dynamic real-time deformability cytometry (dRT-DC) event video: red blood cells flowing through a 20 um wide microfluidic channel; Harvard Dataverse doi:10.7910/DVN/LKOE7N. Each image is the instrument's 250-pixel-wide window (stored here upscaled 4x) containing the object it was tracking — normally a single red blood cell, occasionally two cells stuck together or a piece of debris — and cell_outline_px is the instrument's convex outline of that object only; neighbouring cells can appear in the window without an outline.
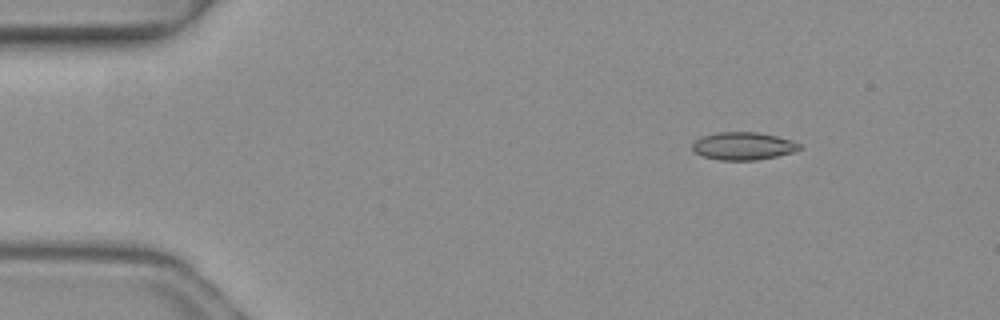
{"species": "common noctule bat (a hibernating species)", "species_latin": "Nyctalus noctula", "temperature_condition": "warm", "stored_images_in_passage": 4, "camera_frame_rate_fps": 3000, "um_per_image_px": 0.085, "animal": {"sex": "female", "body_mass_g": 19.3, "forearm_length_mm": 54.1}, "frame": {"image": 1, "passage_image": 2, "time_ms": 0.333, "image_size_px": [1000, 320], "cell_outline_px": [[800, 148], [792, 152], [776, 156], [756, 160], [720, 160], [700, 156], [692, 152], [692, 144], [696, 140], [704, 136], [716, 132], [756, 132], [776, 136], [792, 140], [800, 144]], "centroid_in_image_um": [63.12, 12.42], "position_along_channel_um": 21.9, "area_um2": 17.28}}